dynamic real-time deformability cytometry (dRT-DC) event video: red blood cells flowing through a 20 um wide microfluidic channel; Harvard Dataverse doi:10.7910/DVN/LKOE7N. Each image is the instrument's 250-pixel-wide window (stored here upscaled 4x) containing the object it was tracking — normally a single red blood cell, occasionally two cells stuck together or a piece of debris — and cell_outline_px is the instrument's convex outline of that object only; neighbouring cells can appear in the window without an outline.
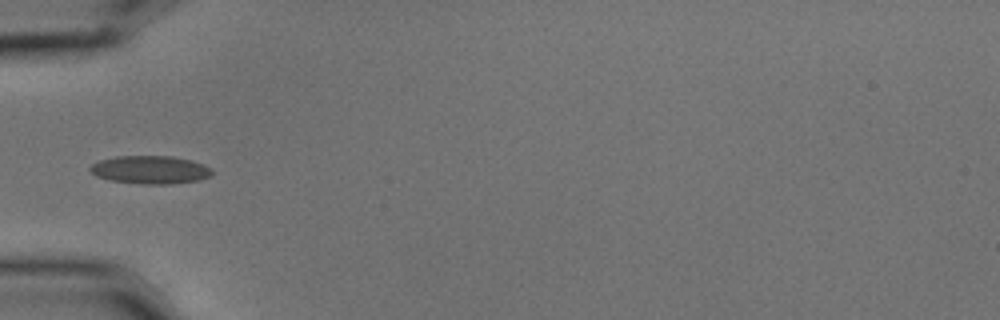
{"species": "common noctule bat (a hibernating species)", "species_latin": "Nyctalus noctula", "temperature_condition": "cold", "stored_images_in_passage": 7, "camera_frame_rate_fps": 3000, "um_per_image_px": 0.085, "animal": {"sex": "male", "body_mass_g": 15.6}, "frame": {"image": 1, "passage_image": 3, "time_ms": 0.667, "image_size_px": [1000, 320], "cell_outline_px": [[212, 176], [200, 180], [172, 184], [140, 184], [112, 180], [96, 176], [88, 168], [92, 164], [100, 160], [116, 156], [172, 156], [192, 160], [204, 164], [212, 168]], "centroid_in_image_um": [12.82, 14.43], "position_along_channel_um": 72.2, "area_um2": 20.11}}
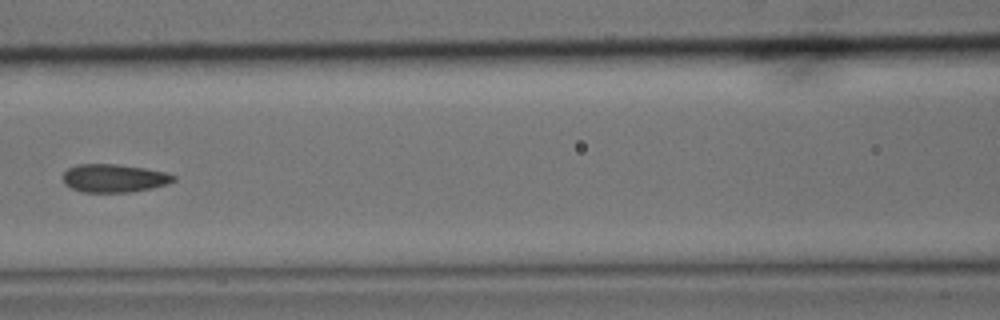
{"frame": {"image": 2, "passage_image": 5, "time_ms": 1.333, "image_size_px": [1000, 320], "cell_outline_px": [[176, 180], [168, 184], [152, 188], [128, 192], [84, 192], [72, 188], [64, 184], [64, 172], [68, 168], [76, 164], [116, 164], [144, 168], [164, 172], [176, 176]], "centroid_in_image_um": [9.7, 15.14], "position_along_channel_um": 156.9, "area_um2": 18.09}}
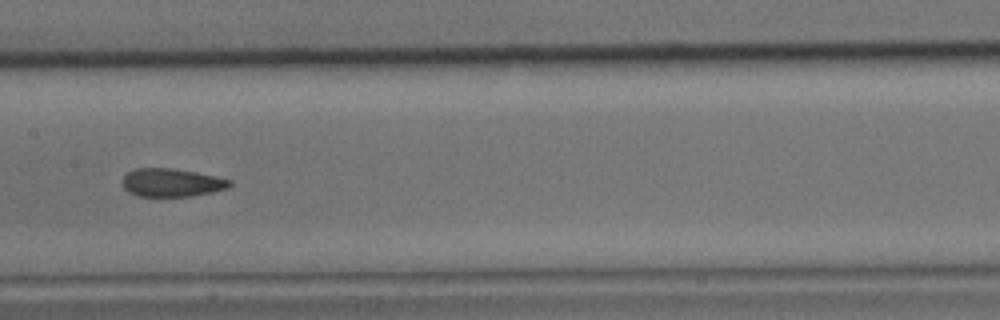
{"frame": {"image": 3, "passage_image": 6, "time_ms": 1.667, "image_size_px": [1000, 320], "cell_outline_px": [[232, 184], [228, 188], [212, 192], [192, 196], [140, 196], [128, 192], [124, 188], [124, 176], [128, 172], [136, 168], [168, 168], [196, 172], [216, 176], [232, 180]], "centroid_in_image_um": [14.63, 15.52], "position_along_channel_um": 192.8, "area_um2": 17.51}}